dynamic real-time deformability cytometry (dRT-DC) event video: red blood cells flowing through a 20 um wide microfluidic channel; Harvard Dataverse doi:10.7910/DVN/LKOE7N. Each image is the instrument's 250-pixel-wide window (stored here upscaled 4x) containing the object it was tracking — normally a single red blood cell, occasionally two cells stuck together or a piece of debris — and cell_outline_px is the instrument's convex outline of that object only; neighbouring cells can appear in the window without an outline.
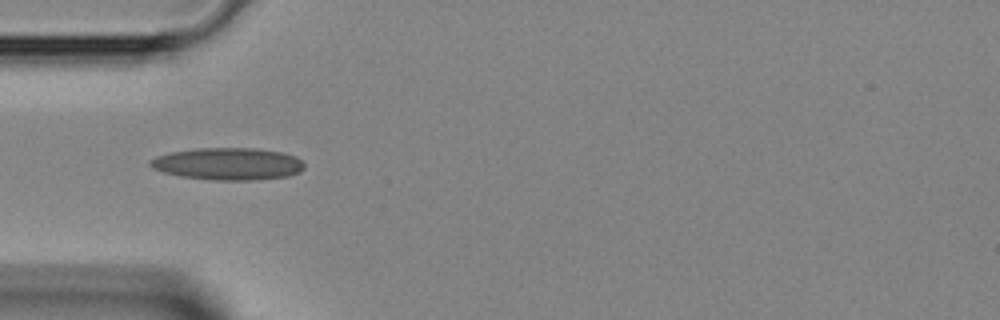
{"species": "Egyptian fruit bat (a non-hibernating species)", "species_latin": "Rousettus aegyptiacus", "temperature_condition": "room temperature", "stored_images_in_passage": 22, "camera_frame_rate_fps": 3000, "um_per_image_px": 0.085, "animal": {"sex": "female"}, "frame": {"image": 1, "passage_image": 4, "time_ms": 1.0, "image_size_px": [1000, 320], "cell_outline_px": [[304, 168], [300, 172], [288, 176], [256, 180], [212, 180], [180, 176], [164, 172], [152, 168], [148, 164], [148, 160], [156, 156], [168, 152], [196, 148], [256, 148], [280, 152], [296, 156], [304, 164]], "centroid_in_image_um": [19.35, 13.92], "position_along_channel_um": 65.6, "area_um2": 29.13}}
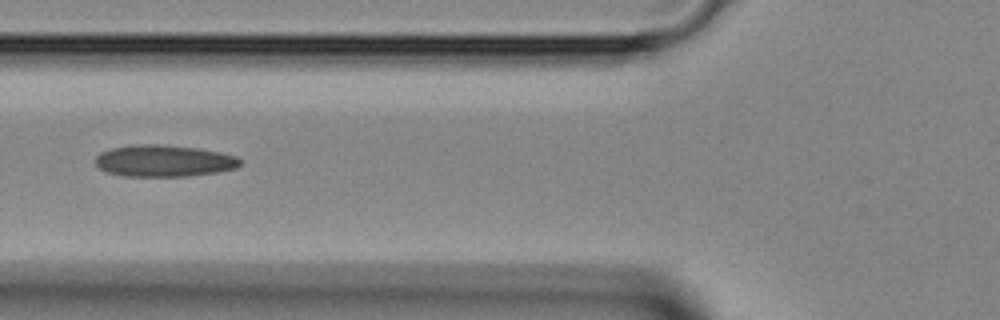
{"frame": {"image": 2, "passage_image": 7, "time_ms": 2.0, "image_size_px": [1000, 320], "cell_outline_px": [[240, 164], [236, 168], [216, 172], [188, 176], [124, 176], [108, 172], [100, 168], [96, 164], [96, 156], [100, 152], [112, 148], [136, 144], [156, 144], [196, 148], [220, 152], [236, 156], [240, 160]], "centroid_in_image_um": [13.92, 13.67], "position_along_channel_um": 111.9, "area_um2": 26.53}}